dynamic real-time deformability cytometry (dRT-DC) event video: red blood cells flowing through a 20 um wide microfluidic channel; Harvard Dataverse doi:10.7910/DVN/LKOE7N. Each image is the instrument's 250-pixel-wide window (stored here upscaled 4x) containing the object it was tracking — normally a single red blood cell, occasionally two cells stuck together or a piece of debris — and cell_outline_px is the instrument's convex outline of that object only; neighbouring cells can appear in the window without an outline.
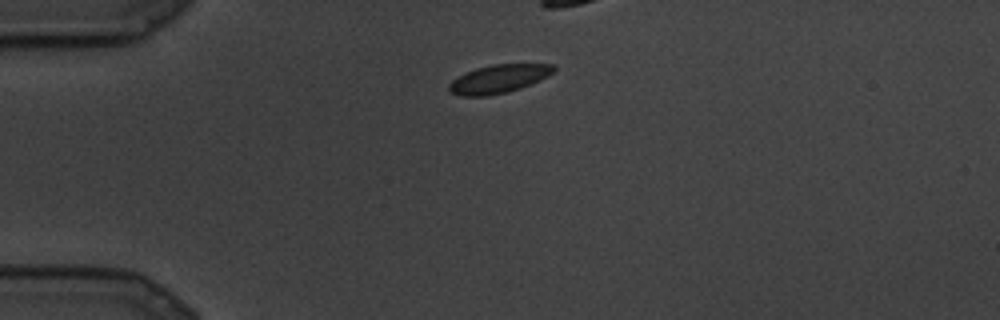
{"species": "common noctule bat (a hibernating species)", "species_latin": "Nyctalus noctula", "temperature_condition": "cold", "stored_images_in_passage": 10, "camera_frame_rate_fps": 3000, "um_per_image_px": 0.085, "animal": {"sex": "male", "body_mass_g": 19.5, "forearm_length_mm": 54.6}, "frame": {"image": 1, "passage_image": 1, "time_ms": 0.0, "image_size_px": [1000, 320], "cell_outline_px": [[556, 68], [548, 76], [540, 80], [520, 88], [508, 92], [488, 96], [460, 96], [448, 92], [448, 84], [452, 80], [476, 68], [492, 64], [556, 64]], "centroid_in_image_um": [42.38, 6.71], "position_along_channel_um": 42.6, "area_um2": 17.34}}
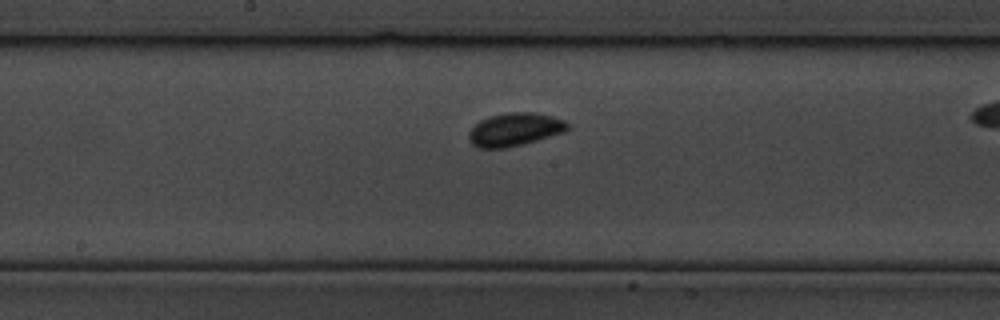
{"frame": {"image": 2, "passage_image": 9, "time_ms": 2.667, "image_size_px": [1000, 320], "cell_outline_px": [[568, 128], [564, 132], [524, 144], [504, 148], [480, 148], [472, 144], [468, 136], [468, 132], [480, 120], [488, 116], [508, 112], [532, 112], [552, 116], [564, 120], [568, 124]], "centroid_in_image_um": [43.74, 11.0], "position_along_channel_um": 204.5, "area_um2": 19.02}}